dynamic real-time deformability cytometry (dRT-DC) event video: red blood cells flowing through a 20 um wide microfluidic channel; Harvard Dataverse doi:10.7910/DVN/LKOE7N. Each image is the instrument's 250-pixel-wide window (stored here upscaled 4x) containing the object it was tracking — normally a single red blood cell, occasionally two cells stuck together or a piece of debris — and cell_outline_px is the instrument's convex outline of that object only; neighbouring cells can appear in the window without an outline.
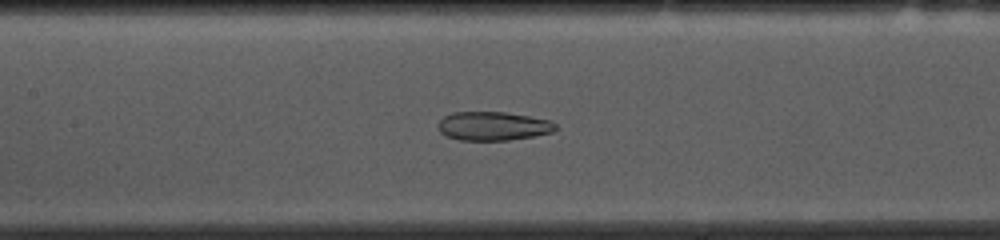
{"species": "common noctule bat (a hibernating species)", "species_latin": "Nyctalus noctula", "temperature_condition": "cold", "stored_images_in_passage": 53, "camera_frame_rate_fps": 3000, "um_per_image_px": 0.085, "animal": {"sex": "female", "body_mass_g": 10.0, "forearm_length_mm": 53.1}, "frame": {"image": 1, "passage_image": 23, "time_ms": 7.333, "image_size_px": [1000, 240], "cell_outline_px": [[556, 128], [552, 132], [536, 136], [508, 140], [460, 140], [448, 136], [440, 132], [440, 120], [444, 116], [452, 112], [504, 112], [552, 120], [556, 124]], "centroid_in_image_um": [41.95, 10.71], "position_along_channel_um": 165.4, "area_um2": 19.59}}
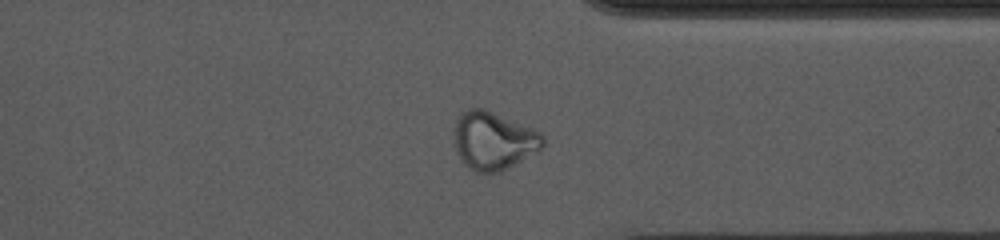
{"frame": {"image": 2, "passage_image": 40, "time_ms": 13.0, "image_size_px": [1000, 240], "cell_outline_px": [[544, 144], [540, 148], [500, 172], [476, 172], [468, 168], [460, 160], [456, 152], [452, 132], [456, 120], [460, 112], [468, 108], [484, 108], [540, 132], [544, 136]], "centroid_in_image_um": [41.86, 11.94], "position_along_channel_um": 369.5, "area_um2": 29.94}}
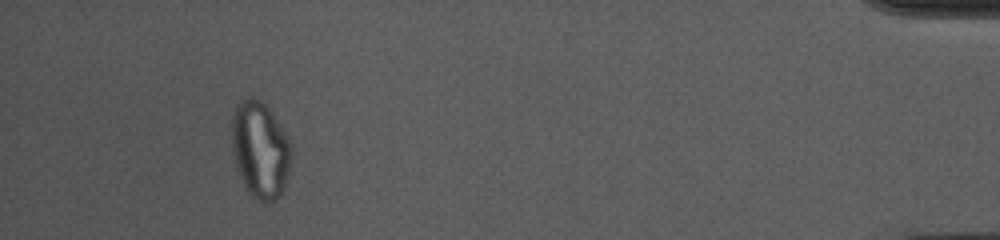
{"frame": {"image": 3, "passage_image": 49, "time_ms": 16.0, "image_size_px": [1000, 240], "cell_outline_px": [[292, 156], [288, 176], [284, 188], [280, 196], [272, 204], [264, 204], [252, 196], [248, 192], [240, 176], [236, 164], [232, 148], [232, 120], [236, 108], [240, 100], [248, 96], [252, 96], [260, 100], [264, 104], [280, 124], [292, 148]], "centroid_in_image_um": [22.14, 12.78], "position_along_channel_um": 413.1, "area_um2": 33.64}, "authors_computed_cell_mechanics": {"area_um2": 25.8944, "velocity_mm_per_s": 3.6659, "shape_relaxation_time_tau1_ms": null, "shape_relaxation_time_tau2_ms": 1.5399, "deformation_change_tau1": null, "deformation_change_tau2": 0.0662}}